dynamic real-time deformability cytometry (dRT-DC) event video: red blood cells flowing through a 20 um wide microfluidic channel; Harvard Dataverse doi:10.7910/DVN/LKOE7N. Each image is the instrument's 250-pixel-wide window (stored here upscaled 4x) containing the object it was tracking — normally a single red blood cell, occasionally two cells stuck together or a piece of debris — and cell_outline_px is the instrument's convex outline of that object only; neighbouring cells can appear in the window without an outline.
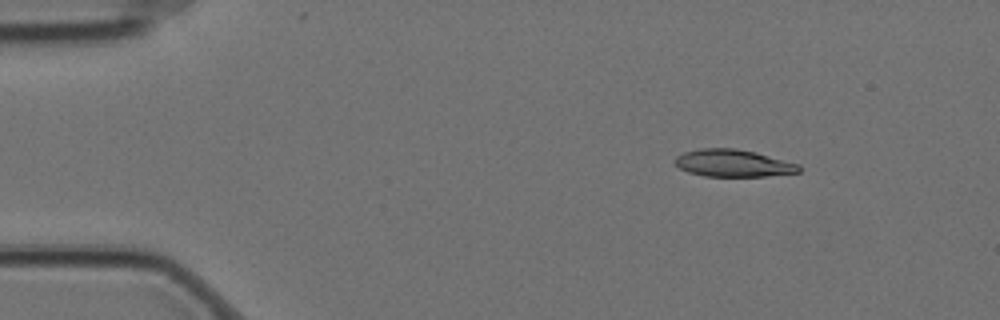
{"species": "Egyptian fruit bat (a non-hibernating species)", "species_latin": "Rousettus aegyptiacus", "temperature_condition": "cold", "stored_images_in_passage": 10, "camera_frame_rate_fps": 3000, "um_per_image_px": 0.085, "animal": {"sex": "female"}, "frame": {"image": 1, "passage_image": 1, "time_ms": 0.0, "image_size_px": [1000, 320], "cell_outline_px": [[800, 172], [764, 176], [704, 176], [688, 172], [680, 168], [676, 164], [676, 156], [684, 152], [700, 148], [736, 148], [756, 152], [800, 164]], "centroid_in_image_um": [62.33, 13.86], "position_along_channel_um": 22.7, "area_um2": 19.65}}
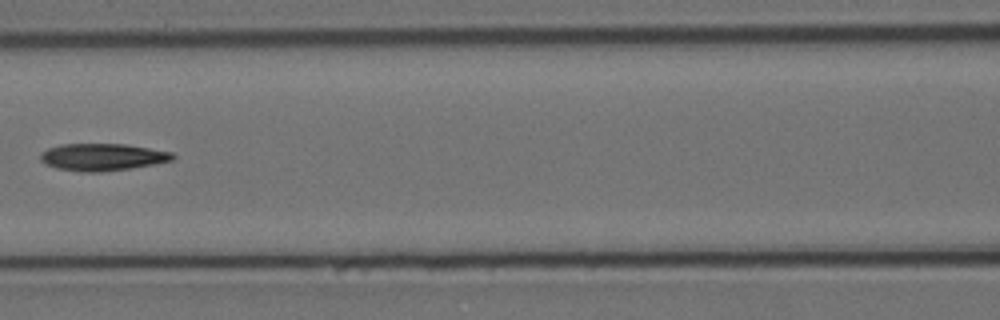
{"frame": {"image": 2, "passage_image": 6, "time_ms": 1.667, "image_size_px": [1000, 320], "cell_outline_px": [[176, 156], [172, 160], [132, 168], [100, 172], [84, 172], [56, 168], [44, 164], [40, 160], [40, 152], [48, 148], [60, 144], [128, 144], [172, 152]], "centroid_in_image_um": [8.67, 13.34], "position_along_channel_um": 157.9, "area_um2": 21.04}}
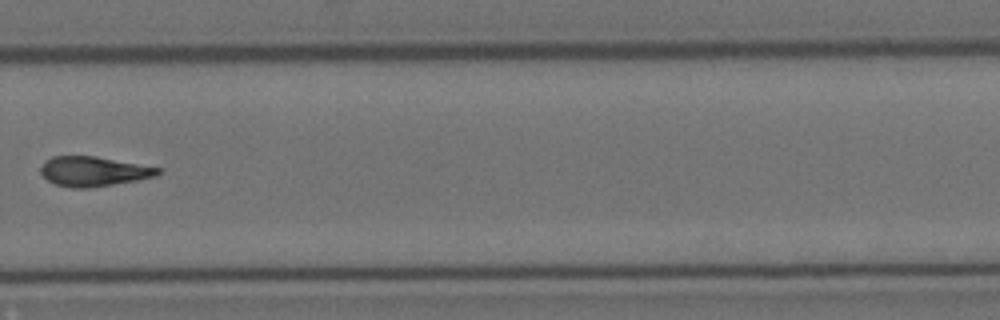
{"frame": {"image": 3, "passage_image": 10, "time_ms": 3.0, "image_size_px": [1000, 320], "cell_outline_px": [[160, 172], [156, 176], [136, 180], [88, 188], [68, 188], [56, 184], [48, 180], [40, 172], [40, 168], [44, 160], [52, 156], [96, 156], [160, 168]], "centroid_in_image_um": [7.9, 14.56], "position_along_channel_um": 321.9, "area_um2": 20.17}}